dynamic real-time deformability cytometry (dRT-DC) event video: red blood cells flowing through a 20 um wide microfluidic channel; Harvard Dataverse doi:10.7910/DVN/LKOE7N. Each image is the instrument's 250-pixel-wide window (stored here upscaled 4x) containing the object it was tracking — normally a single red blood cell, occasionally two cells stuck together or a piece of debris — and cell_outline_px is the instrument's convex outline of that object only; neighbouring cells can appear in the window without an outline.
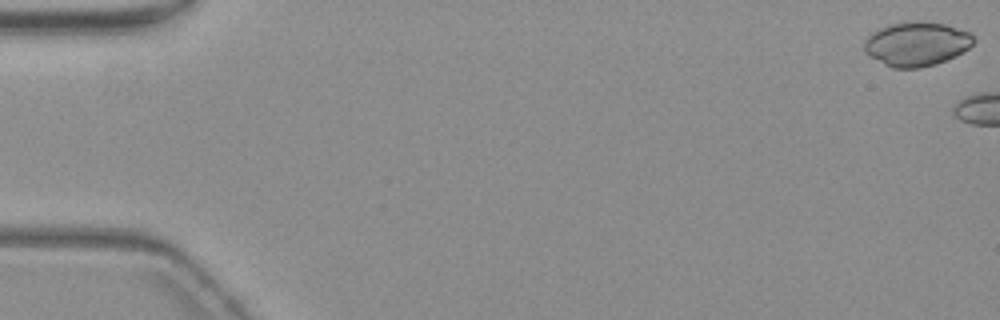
{"species": "common noctule bat (a hibernating species)", "species_latin": "Nyctalus noctula", "temperature_condition": "warm", "stored_images_in_passage": 5, "camera_frame_rate_fps": 3000, "um_per_image_px": 0.085, "animal": {"sex": "female", "body_mass_g": 19.3, "forearm_length_mm": 54.1}, "frame": {"image": 1, "passage_image": 1, "time_ms": 0.0, "image_size_px": [1000, 320], "cell_outline_px": [[976, 40], [968, 48], [956, 56], [936, 64], [920, 68], [892, 68], [884, 64], [864, 52], [864, 40], [872, 32], [888, 24], [904, 20], [916, 20], [944, 24], [972, 32]], "centroid_in_image_um": [77.91, 3.71], "position_along_channel_um": 7.1, "area_um2": 28.55}}